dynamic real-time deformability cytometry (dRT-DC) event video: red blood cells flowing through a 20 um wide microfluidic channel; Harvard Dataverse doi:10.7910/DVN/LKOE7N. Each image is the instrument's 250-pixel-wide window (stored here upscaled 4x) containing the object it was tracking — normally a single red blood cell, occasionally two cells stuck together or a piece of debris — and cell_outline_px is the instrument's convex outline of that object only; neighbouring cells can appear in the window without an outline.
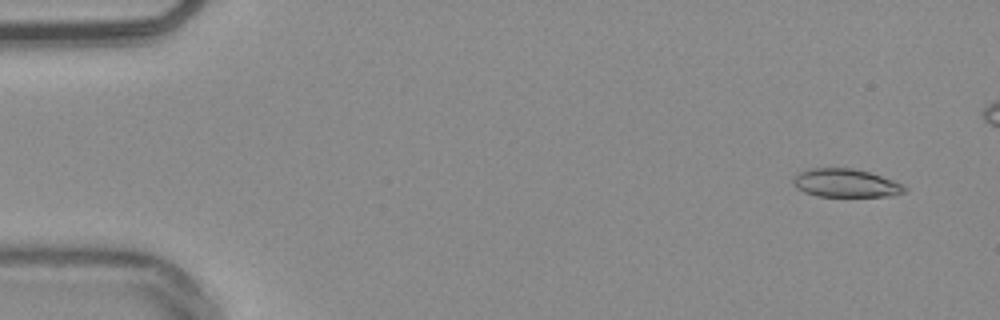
{"species": "common noctule bat (a hibernating species)", "species_latin": "Nyctalus noctula", "temperature_condition": "warm", "stored_images_in_passage": 46, "camera_frame_rate_fps": 3000, "um_per_image_px": 0.085, "animal": {"sex": "male", "body_mass_g": 20.4}, "frame": {"image": 1, "passage_image": 1, "time_ms": 0.0, "image_size_px": [1000, 320], "cell_outline_px": [[908, 188], [904, 192], [888, 196], [816, 196], [804, 192], [796, 188], [792, 180], [800, 172], [812, 168], [852, 168], [868, 172], [904, 184]], "centroid_in_image_um": [71.88, 15.57], "position_along_channel_um": 13.1, "area_um2": 18.21}}
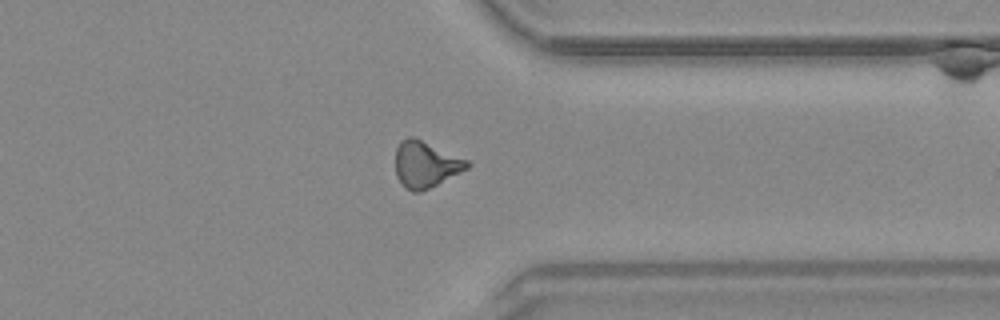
{"frame": {"image": 2, "passage_image": 39, "time_ms": 12.667, "image_size_px": [1000, 320], "cell_outline_px": [[472, 164], [468, 168], [420, 192], [412, 192], [404, 188], [396, 176], [396, 148], [400, 140], [408, 136], [412, 136], [468, 160]], "centroid_in_image_um": [36.14, 13.97], "position_along_channel_um": 375.3, "area_um2": 19.19}}
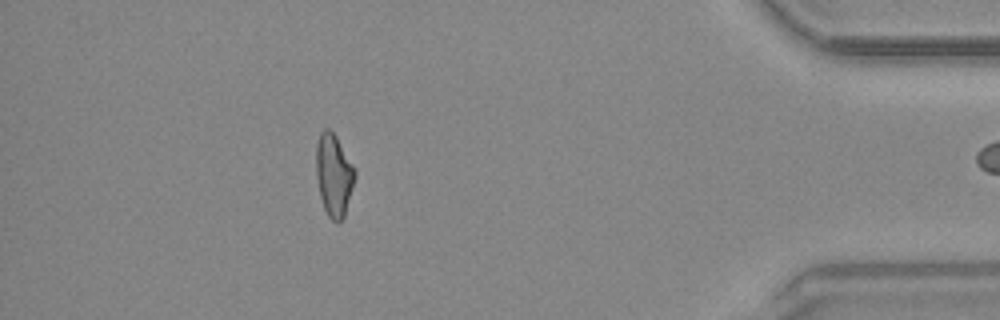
{"frame": {"image": 3, "passage_image": 45, "time_ms": 14.667, "image_size_px": [1000, 320], "cell_outline_px": [[356, 176], [344, 216], [336, 224], [328, 216], [324, 208], [320, 196], [316, 176], [316, 144], [320, 132], [324, 128], [328, 128], [336, 136], [356, 168]], "centroid_in_image_um": [28.38, 14.86], "position_along_channel_um": 406.8, "area_um2": 18.73}}